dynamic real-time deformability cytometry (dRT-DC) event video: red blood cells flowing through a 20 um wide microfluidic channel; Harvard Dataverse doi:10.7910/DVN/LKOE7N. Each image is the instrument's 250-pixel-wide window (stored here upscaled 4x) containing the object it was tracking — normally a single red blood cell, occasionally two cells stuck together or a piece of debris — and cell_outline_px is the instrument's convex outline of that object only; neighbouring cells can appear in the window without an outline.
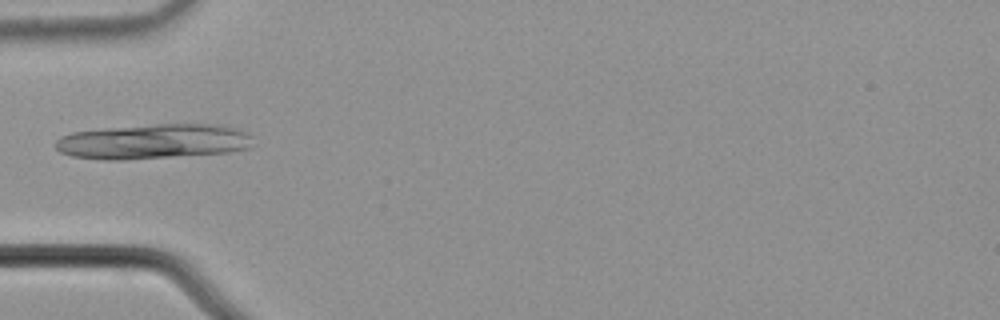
{"species": "common noctule bat (a hibernating species)", "species_latin": "Nyctalus noctula", "temperature_condition": "cold", "stored_images_in_passage": 4, "camera_frame_rate_fps": 3000, "um_per_image_px": 0.085, "animal": {"sex": "male", "body_mass_g": 21.5, "forearm_length_mm": 52.0}, "frame": {"image": 1, "passage_image": 4, "time_ms": 1.0, "image_size_px": [1000, 320], "cell_outline_px": [[252, 136], [248, 148], [228, 152], [124, 160], [104, 160], [72, 156], [60, 152], [56, 148], [56, 140], [60, 136], [72, 132], [104, 128], [156, 124], [216, 124], [236, 128], [248, 132]], "centroid_in_image_um": [12.99, 12.02], "position_along_channel_um": 72.0, "area_um2": 40.23}}